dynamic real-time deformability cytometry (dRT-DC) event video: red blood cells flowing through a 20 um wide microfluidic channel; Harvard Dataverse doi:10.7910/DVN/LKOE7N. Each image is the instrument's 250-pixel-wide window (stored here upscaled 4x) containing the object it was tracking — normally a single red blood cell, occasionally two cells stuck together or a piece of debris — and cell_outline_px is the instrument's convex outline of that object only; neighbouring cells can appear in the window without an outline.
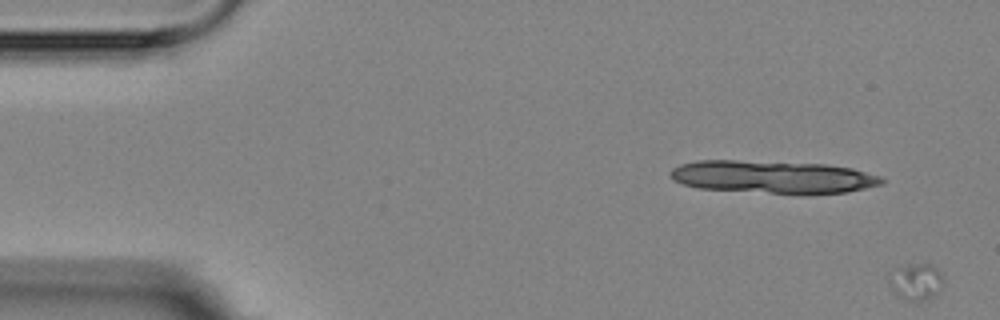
{"species": "Egyptian fruit bat (a non-hibernating species)", "species_latin": "Rousettus aegyptiacus", "temperature_condition": "room temperature", "stored_images_in_passage": 5, "segment_of_instrument_passage": [1, 2], "camera_frame_rate_fps": 3000, "um_per_image_px": 0.085, "animal": {"sex": "female"}, "frame": {"image": 1, "passage_image": 1, "time_ms": 0.0, "image_size_px": [1000, 320], "cell_outline_px": [[944, 284], [932, 296], [920, 300], [904, 300], [896, 292], [888, 276], [904, 268], [916, 264], [928, 264], [936, 268], [940, 272], [944, 280]], "centroid_in_image_um": [77.95, 23.96], "position_along_channel_um": 7.1, "area_um2": 10.64}}